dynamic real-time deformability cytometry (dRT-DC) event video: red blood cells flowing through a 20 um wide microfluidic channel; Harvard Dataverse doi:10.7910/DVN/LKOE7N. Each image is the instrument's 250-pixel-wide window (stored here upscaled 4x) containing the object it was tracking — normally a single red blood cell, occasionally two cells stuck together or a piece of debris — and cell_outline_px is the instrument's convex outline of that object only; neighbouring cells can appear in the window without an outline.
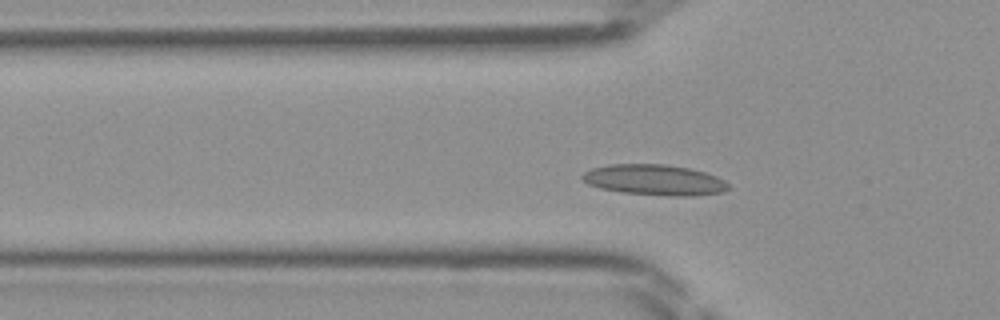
{"species": "Egyptian fruit bat (a non-hibernating species)", "species_latin": "Rousettus aegyptiacus", "temperature_condition": "room temperature", "stored_images_in_passage": 43, "camera_frame_rate_fps": 3000, "um_per_image_px": 0.085, "frame": {"image": 1, "passage_image": 10, "time_ms": 3.0, "image_size_px": [1000, 320], "cell_outline_px": [[732, 188], [724, 192], [696, 196], [668, 196], [620, 192], [600, 188], [588, 184], [580, 176], [584, 172], [592, 168], [608, 164], [664, 164], [688, 168], [704, 172], [716, 176], [724, 180]], "centroid_in_image_um": [55.65, 15.3], "position_along_channel_um": 70.1, "area_um2": 26.3}}
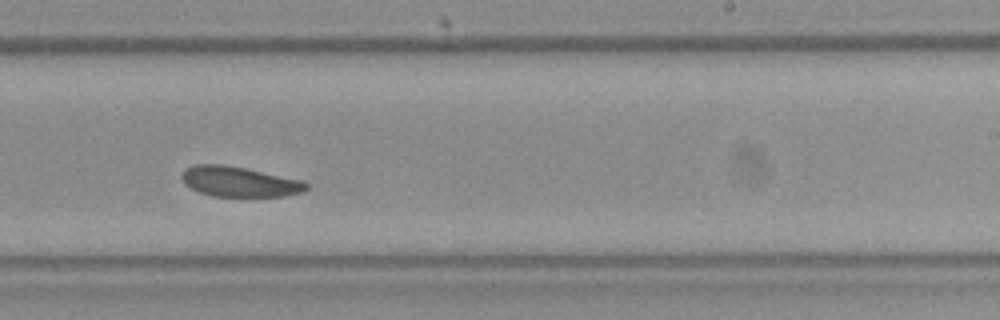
{"frame": {"image": 2, "passage_image": 24, "time_ms": 7.667, "image_size_px": [1000, 320], "cell_outline_px": [[308, 188], [304, 192], [284, 196], [212, 196], [200, 192], [184, 184], [180, 176], [188, 168], [196, 164], [224, 164], [304, 180], [308, 184]], "centroid_in_image_um": [20.38, 15.44], "position_along_channel_um": 268.6, "area_um2": 21.85}}
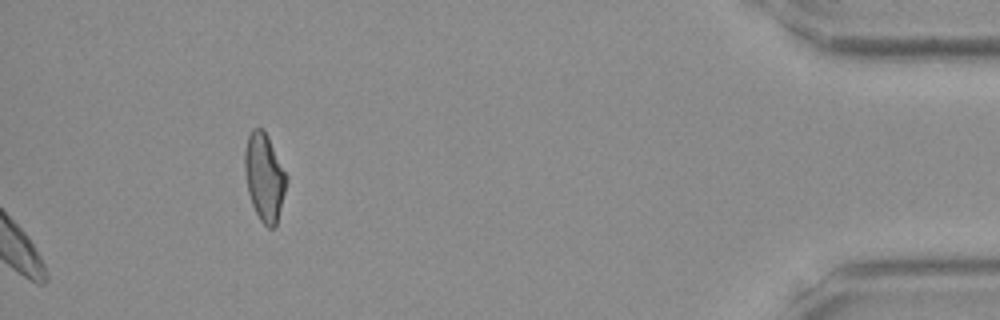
{"frame": {"image": 3, "passage_image": 43, "time_ms": 14.0, "image_size_px": [1000, 320], "cell_outline_px": [[288, 180], [276, 224], [272, 228], [268, 228], [260, 220], [252, 204], [248, 192], [244, 172], [244, 152], [248, 136], [252, 128], [260, 128], [268, 136], [288, 176]], "centroid_in_image_um": [22.47, 15.04], "position_along_channel_um": 412.7, "area_um2": 21.27}}